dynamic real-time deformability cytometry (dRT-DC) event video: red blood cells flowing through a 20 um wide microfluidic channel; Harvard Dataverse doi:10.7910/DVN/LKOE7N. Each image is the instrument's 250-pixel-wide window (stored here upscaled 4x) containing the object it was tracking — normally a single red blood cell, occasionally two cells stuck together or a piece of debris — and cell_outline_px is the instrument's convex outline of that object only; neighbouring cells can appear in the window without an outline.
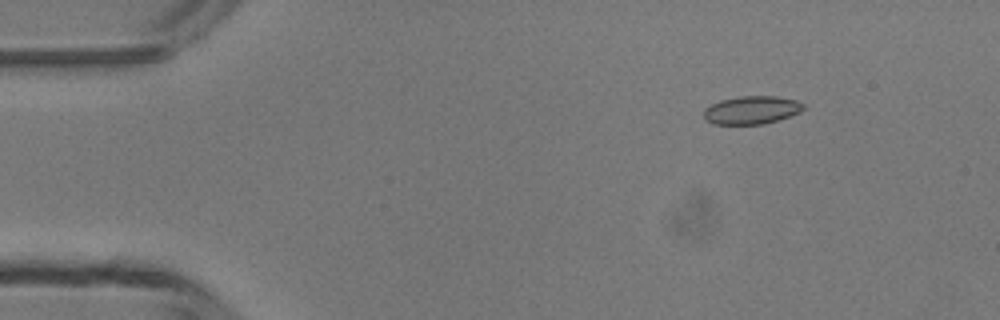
{"species": "common noctule bat (a hibernating species)", "species_latin": "Nyctalus noctula", "temperature_condition": "room temperature", "stored_images_in_passage": 4, "camera_frame_rate_fps": 3000, "um_per_image_px": 0.085, "animal": {"sex": "male", "body_mass_g": 13.3}, "frame": {"image": 1, "passage_image": 2, "time_ms": 1.0, "image_size_px": [1000, 320], "cell_outline_px": [[804, 108], [800, 112], [764, 124], [712, 124], [704, 120], [704, 108], [720, 100], [740, 96], [776, 96], [796, 100], [804, 104]], "centroid_in_image_um": [63.85, 9.35], "position_along_channel_um": 21.1, "area_um2": 16.3}}